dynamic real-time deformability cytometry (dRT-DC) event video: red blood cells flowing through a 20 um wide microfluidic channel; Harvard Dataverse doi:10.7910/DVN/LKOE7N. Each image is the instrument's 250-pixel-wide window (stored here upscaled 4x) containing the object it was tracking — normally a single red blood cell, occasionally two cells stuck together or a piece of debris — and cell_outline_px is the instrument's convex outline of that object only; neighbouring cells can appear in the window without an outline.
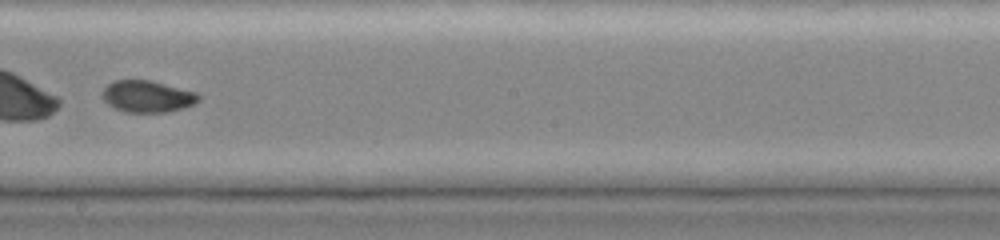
{"species": "common noctule bat (a hibernating species)", "species_latin": "Nyctalus noctula", "temperature_condition": "cold", "stored_images_in_passage": 27, "camera_frame_rate_fps": 3000, "um_per_image_px": 0.085, "animal": {"sex": "female", "body_mass_g": 19.0, "forearm_length_mm": 51.5}, "frame": {"image": 1, "passage_image": 23, "time_ms": 7.333, "image_size_px": [1000, 240], "cell_outline_px": [[200, 100], [196, 104], [168, 112], [124, 112], [108, 104], [100, 96], [104, 88], [112, 80], [152, 80], [196, 92], [200, 96]], "centroid_in_image_um": [12.53, 8.19], "position_along_channel_um": 235.7, "area_um2": 17.98}}
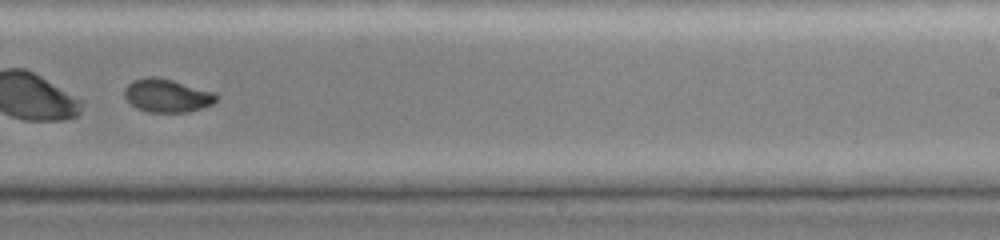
{"frame": {"image": 2, "passage_image": 25, "time_ms": 8.333, "image_size_px": [1000, 240], "cell_outline_px": [[220, 96], [212, 104], [188, 112], [148, 112], [136, 108], [124, 96], [124, 88], [132, 80], [144, 76], [156, 76], [172, 80], [216, 92]], "centroid_in_image_um": [14.2, 8.11], "position_along_channel_um": 274.8, "area_um2": 17.98}}